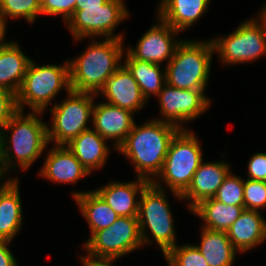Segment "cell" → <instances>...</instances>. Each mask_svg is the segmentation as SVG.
<instances>
[{
	"label": "cell",
	"instance_id": "obj_18",
	"mask_svg": "<svg viewBox=\"0 0 266 266\" xmlns=\"http://www.w3.org/2000/svg\"><path fill=\"white\" fill-rule=\"evenodd\" d=\"M90 173L65 145H55L46 157L40 175L57 183H76Z\"/></svg>",
	"mask_w": 266,
	"mask_h": 266
},
{
	"label": "cell",
	"instance_id": "obj_10",
	"mask_svg": "<svg viewBox=\"0 0 266 266\" xmlns=\"http://www.w3.org/2000/svg\"><path fill=\"white\" fill-rule=\"evenodd\" d=\"M138 217H118L108 228L96 231L85 243L87 257L118 259L142 245Z\"/></svg>",
	"mask_w": 266,
	"mask_h": 266
},
{
	"label": "cell",
	"instance_id": "obj_8",
	"mask_svg": "<svg viewBox=\"0 0 266 266\" xmlns=\"http://www.w3.org/2000/svg\"><path fill=\"white\" fill-rule=\"evenodd\" d=\"M242 22L239 27L224 38L213 39L215 53L226 64H241L254 61L266 53V19Z\"/></svg>",
	"mask_w": 266,
	"mask_h": 266
},
{
	"label": "cell",
	"instance_id": "obj_2",
	"mask_svg": "<svg viewBox=\"0 0 266 266\" xmlns=\"http://www.w3.org/2000/svg\"><path fill=\"white\" fill-rule=\"evenodd\" d=\"M123 50V39L93 41L85 52L69 62L71 90L97 95L122 65Z\"/></svg>",
	"mask_w": 266,
	"mask_h": 266
},
{
	"label": "cell",
	"instance_id": "obj_34",
	"mask_svg": "<svg viewBox=\"0 0 266 266\" xmlns=\"http://www.w3.org/2000/svg\"><path fill=\"white\" fill-rule=\"evenodd\" d=\"M248 179L264 181L266 179V153H256L248 163Z\"/></svg>",
	"mask_w": 266,
	"mask_h": 266
},
{
	"label": "cell",
	"instance_id": "obj_6",
	"mask_svg": "<svg viewBox=\"0 0 266 266\" xmlns=\"http://www.w3.org/2000/svg\"><path fill=\"white\" fill-rule=\"evenodd\" d=\"M62 88L68 93L70 87L69 62L61 65L38 66L31 60L21 87L16 94L18 110L24 105L33 112H42Z\"/></svg>",
	"mask_w": 266,
	"mask_h": 266
},
{
	"label": "cell",
	"instance_id": "obj_35",
	"mask_svg": "<svg viewBox=\"0 0 266 266\" xmlns=\"http://www.w3.org/2000/svg\"><path fill=\"white\" fill-rule=\"evenodd\" d=\"M10 241L0 239V266H18L8 245Z\"/></svg>",
	"mask_w": 266,
	"mask_h": 266
},
{
	"label": "cell",
	"instance_id": "obj_21",
	"mask_svg": "<svg viewBox=\"0 0 266 266\" xmlns=\"http://www.w3.org/2000/svg\"><path fill=\"white\" fill-rule=\"evenodd\" d=\"M209 2L210 0H162L157 17L181 32L200 19Z\"/></svg>",
	"mask_w": 266,
	"mask_h": 266
},
{
	"label": "cell",
	"instance_id": "obj_14",
	"mask_svg": "<svg viewBox=\"0 0 266 266\" xmlns=\"http://www.w3.org/2000/svg\"><path fill=\"white\" fill-rule=\"evenodd\" d=\"M133 112L106 102L94 104L92 122L94 129L101 137L115 142V149L125 141L135 121Z\"/></svg>",
	"mask_w": 266,
	"mask_h": 266
},
{
	"label": "cell",
	"instance_id": "obj_16",
	"mask_svg": "<svg viewBox=\"0 0 266 266\" xmlns=\"http://www.w3.org/2000/svg\"><path fill=\"white\" fill-rule=\"evenodd\" d=\"M230 173L228 163L201 162L193 175L191 184L181 195L182 200H190L189 210H192L202 200L213 198L224 179Z\"/></svg>",
	"mask_w": 266,
	"mask_h": 266
},
{
	"label": "cell",
	"instance_id": "obj_26",
	"mask_svg": "<svg viewBox=\"0 0 266 266\" xmlns=\"http://www.w3.org/2000/svg\"><path fill=\"white\" fill-rule=\"evenodd\" d=\"M201 243L196 245L208 266H232L237 250L234 248L227 232L213 231L202 226Z\"/></svg>",
	"mask_w": 266,
	"mask_h": 266
},
{
	"label": "cell",
	"instance_id": "obj_24",
	"mask_svg": "<svg viewBox=\"0 0 266 266\" xmlns=\"http://www.w3.org/2000/svg\"><path fill=\"white\" fill-rule=\"evenodd\" d=\"M73 198L89 224L91 236L96 231L110 227L118 218L115 211L95 190L74 192Z\"/></svg>",
	"mask_w": 266,
	"mask_h": 266
},
{
	"label": "cell",
	"instance_id": "obj_40",
	"mask_svg": "<svg viewBox=\"0 0 266 266\" xmlns=\"http://www.w3.org/2000/svg\"><path fill=\"white\" fill-rule=\"evenodd\" d=\"M260 14L266 19V5H265V7L262 9V12H260Z\"/></svg>",
	"mask_w": 266,
	"mask_h": 266
},
{
	"label": "cell",
	"instance_id": "obj_4",
	"mask_svg": "<svg viewBox=\"0 0 266 266\" xmlns=\"http://www.w3.org/2000/svg\"><path fill=\"white\" fill-rule=\"evenodd\" d=\"M213 52L212 40H182L165 66L166 83L184 90H205Z\"/></svg>",
	"mask_w": 266,
	"mask_h": 266
},
{
	"label": "cell",
	"instance_id": "obj_30",
	"mask_svg": "<svg viewBox=\"0 0 266 266\" xmlns=\"http://www.w3.org/2000/svg\"><path fill=\"white\" fill-rule=\"evenodd\" d=\"M213 198L227 205L244 206V180L230 172Z\"/></svg>",
	"mask_w": 266,
	"mask_h": 266
},
{
	"label": "cell",
	"instance_id": "obj_33",
	"mask_svg": "<svg viewBox=\"0 0 266 266\" xmlns=\"http://www.w3.org/2000/svg\"><path fill=\"white\" fill-rule=\"evenodd\" d=\"M18 111L16 94L0 87V128L2 129Z\"/></svg>",
	"mask_w": 266,
	"mask_h": 266
},
{
	"label": "cell",
	"instance_id": "obj_5",
	"mask_svg": "<svg viewBox=\"0 0 266 266\" xmlns=\"http://www.w3.org/2000/svg\"><path fill=\"white\" fill-rule=\"evenodd\" d=\"M162 184L151 181L140 194L138 222L143 245L151 244L146 228L159 245L163 255L176 246L173 216Z\"/></svg>",
	"mask_w": 266,
	"mask_h": 266
},
{
	"label": "cell",
	"instance_id": "obj_12",
	"mask_svg": "<svg viewBox=\"0 0 266 266\" xmlns=\"http://www.w3.org/2000/svg\"><path fill=\"white\" fill-rule=\"evenodd\" d=\"M158 99L161 113L164 116L163 121L181 129H184L181 127V123L197 118L210 105V100L204 95V90H184L167 83L159 92Z\"/></svg>",
	"mask_w": 266,
	"mask_h": 266
},
{
	"label": "cell",
	"instance_id": "obj_28",
	"mask_svg": "<svg viewBox=\"0 0 266 266\" xmlns=\"http://www.w3.org/2000/svg\"><path fill=\"white\" fill-rule=\"evenodd\" d=\"M41 15L40 0H0V19L6 25L9 18L24 17L29 23Z\"/></svg>",
	"mask_w": 266,
	"mask_h": 266
},
{
	"label": "cell",
	"instance_id": "obj_36",
	"mask_svg": "<svg viewBox=\"0 0 266 266\" xmlns=\"http://www.w3.org/2000/svg\"><path fill=\"white\" fill-rule=\"evenodd\" d=\"M83 266H113L115 259L81 258Z\"/></svg>",
	"mask_w": 266,
	"mask_h": 266
},
{
	"label": "cell",
	"instance_id": "obj_15",
	"mask_svg": "<svg viewBox=\"0 0 266 266\" xmlns=\"http://www.w3.org/2000/svg\"><path fill=\"white\" fill-rule=\"evenodd\" d=\"M99 94L107 98L106 103L133 113L143 108L147 102L138 83L123 64L107 79Z\"/></svg>",
	"mask_w": 266,
	"mask_h": 266
},
{
	"label": "cell",
	"instance_id": "obj_19",
	"mask_svg": "<svg viewBox=\"0 0 266 266\" xmlns=\"http://www.w3.org/2000/svg\"><path fill=\"white\" fill-rule=\"evenodd\" d=\"M227 235L237 251H248L266 240V221L259 211L244 209Z\"/></svg>",
	"mask_w": 266,
	"mask_h": 266
},
{
	"label": "cell",
	"instance_id": "obj_17",
	"mask_svg": "<svg viewBox=\"0 0 266 266\" xmlns=\"http://www.w3.org/2000/svg\"><path fill=\"white\" fill-rule=\"evenodd\" d=\"M134 182H110L95 191L115 211L118 217H138L139 201H136L138 192L141 194L144 188L151 182L137 177Z\"/></svg>",
	"mask_w": 266,
	"mask_h": 266
},
{
	"label": "cell",
	"instance_id": "obj_20",
	"mask_svg": "<svg viewBox=\"0 0 266 266\" xmlns=\"http://www.w3.org/2000/svg\"><path fill=\"white\" fill-rule=\"evenodd\" d=\"M0 185V239L11 241L23 221L18 179H9Z\"/></svg>",
	"mask_w": 266,
	"mask_h": 266
},
{
	"label": "cell",
	"instance_id": "obj_27",
	"mask_svg": "<svg viewBox=\"0 0 266 266\" xmlns=\"http://www.w3.org/2000/svg\"><path fill=\"white\" fill-rule=\"evenodd\" d=\"M125 56L123 65L138 83L144 98L149 100L151 94L158 96L166 84L165 70L161 72L159 64L133 59L127 52Z\"/></svg>",
	"mask_w": 266,
	"mask_h": 266
},
{
	"label": "cell",
	"instance_id": "obj_13",
	"mask_svg": "<svg viewBox=\"0 0 266 266\" xmlns=\"http://www.w3.org/2000/svg\"><path fill=\"white\" fill-rule=\"evenodd\" d=\"M158 19L160 24L151 26L139 39L136 48L127 49L133 59L161 65L160 62H169L173 58L176 47L182 42L174 39L180 31L173 29L161 18Z\"/></svg>",
	"mask_w": 266,
	"mask_h": 266
},
{
	"label": "cell",
	"instance_id": "obj_9",
	"mask_svg": "<svg viewBox=\"0 0 266 266\" xmlns=\"http://www.w3.org/2000/svg\"><path fill=\"white\" fill-rule=\"evenodd\" d=\"M95 94L70 90L68 99L51 107L52 128L48 127V141L67 145L82 132L91 129L87 121L92 117Z\"/></svg>",
	"mask_w": 266,
	"mask_h": 266
},
{
	"label": "cell",
	"instance_id": "obj_29",
	"mask_svg": "<svg viewBox=\"0 0 266 266\" xmlns=\"http://www.w3.org/2000/svg\"><path fill=\"white\" fill-rule=\"evenodd\" d=\"M164 257L169 266H208L196 245H182L171 248Z\"/></svg>",
	"mask_w": 266,
	"mask_h": 266
},
{
	"label": "cell",
	"instance_id": "obj_39",
	"mask_svg": "<svg viewBox=\"0 0 266 266\" xmlns=\"http://www.w3.org/2000/svg\"><path fill=\"white\" fill-rule=\"evenodd\" d=\"M6 33V25L0 19V46L4 43V37Z\"/></svg>",
	"mask_w": 266,
	"mask_h": 266
},
{
	"label": "cell",
	"instance_id": "obj_3",
	"mask_svg": "<svg viewBox=\"0 0 266 266\" xmlns=\"http://www.w3.org/2000/svg\"><path fill=\"white\" fill-rule=\"evenodd\" d=\"M23 112L18 110L1 129L6 172L13 169L12 167L16 168L18 165L22 170L28 169L43 153L49 143L48 125L38 117V115H42V112H31L27 115H24ZM6 130L11 131L10 137H7L8 134L4 132ZM14 158L15 160L17 159L18 165L14 163Z\"/></svg>",
	"mask_w": 266,
	"mask_h": 266
},
{
	"label": "cell",
	"instance_id": "obj_1",
	"mask_svg": "<svg viewBox=\"0 0 266 266\" xmlns=\"http://www.w3.org/2000/svg\"><path fill=\"white\" fill-rule=\"evenodd\" d=\"M180 129L161 119L141 126L135 123L117 151L131 159L138 177L153 181L162 171L169 145Z\"/></svg>",
	"mask_w": 266,
	"mask_h": 266
},
{
	"label": "cell",
	"instance_id": "obj_25",
	"mask_svg": "<svg viewBox=\"0 0 266 266\" xmlns=\"http://www.w3.org/2000/svg\"><path fill=\"white\" fill-rule=\"evenodd\" d=\"M245 206L227 205L214 198L202 200L191 211L204 220L203 228L225 231L238 219Z\"/></svg>",
	"mask_w": 266,
	"mask_h": 266
},
{
	"label": "cell",
	"instance_id": "obj_23",
	"mask_svg": "<svg viewBox=\"0 0 266 266\" xmlns=\"http://www.w3.org/2000/svg\"><path fill=\"white\" fill-rule=\"evenodd\" d=\"M65 146L89 173L103 167L110 150L106 145V139L93 129L82 132Z\"/></svg>",
	"mask_w": 266,
	"mask_h": 266
},
{
	"label": "cell",
	"instance_id": "obj_32",
	"mask_svg": "<svg viewBox=\"0 0 266 266\" xmlns=\"http://www.w3.org/2000/svg\"><path fill=\"white\" fill-rule=\"evenodd\" d=\"M76 0H40L41 15H60L65 23L74 14Z\"/></svg>",
	"mask_w": 266,
	"mask_h": 266
},
{
	"label": "cell",
	"instance_id": "obj_22",
	"mask_svg": "<svg viewBox=\"0 0 266 266\" xmlns=\"http://www.w3.org/2000/svg\"><path fill=\"white\" fill-rule=\"evenodd\" d=\"M16 42H4L0 46V87L17 94L29 63Z\"/></svg>",
	"mask_w": 266,
	"mask_h": 266
},
{
	"label": "cell",
	"instance_id": "obj_7",
	"mask_svg": "<svg viewBox=\"0 0 266 266\" xmlns=\"http://www.w3.org/2000/svg\"><path fill=\"white\" fill-rule=\"evenodd\" d=\"M202 161L201 146L195 134L180 129L169 145L162 171L157 176L163 179L176 198L182 199L181 195L191 184Z\"/></svg>",
	"mask_w": 266,
	"mask_h": 266
},
{
	"label": "cell",
	"instance_id": "obj_37",
	"mask_svg": "<svg viewBox=\"0 0 266 266\" xmlns=\"http://www.w3.org/2000/svg\"><path fill=\"white\" fill-rule=\"evenodd\" d=\"M108 0H76L75 10H83V7H100Z\"/></svg>",
	"mask_w": 266,
	"mask_h": 266
},
{
	"label": "cell",
	"instance_id": "obj_31",
	"mask_svg": "<svg viewBox=\"0 0 266 266\" xmlns=\"http://www.w3.org/2000/svg\"><path fill=\"white\" fill-rule=\"evenodd\" d=\"M244 206L247 210L266 208V187L263 181L244 180Z\"/></svg>",
	"mask_w": 266,
	"mask_h": 266
},
{
	"label": "cell",
	"instance_id": "obj_38",
	"mask_svg": "<svg viewBox=\"0 0 266 266\" xmlns=\"http://www.w3.org/2000/svg\"><path fill=\"white\" fill-rule=\"evenodd\" d=\"M5 174H7V172L5 171L4 158H3V134L0 128V179L4 178Z\"/></svg>",
	"mask_w": 266,
	"mask_h": 266
},
{
	"label": "cell",
	"instance_id": "obj_11",
	"mask_svg": "<svg viewBox=\"0 0 266 266\" xmlns=\"http://www.w3.org/2000/svg\"><path fill=\"white\" fill-rule=\"evenodd\" d=\"M123 0H108L100 7H83L75 10L66 22L76 41L82 38L106 37L123 39L122 34L114 35V30L128 16Z\"/></svg>",
	"mask_w": 266,
	"mask_h": 266
}]
</instances>
